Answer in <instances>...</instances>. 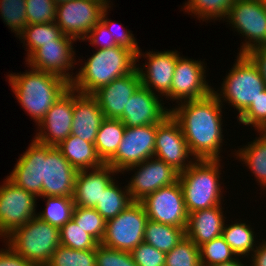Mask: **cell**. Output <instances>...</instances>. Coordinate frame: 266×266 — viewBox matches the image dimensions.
<instances>
[{
  "mask_svg": "<svg viewBox=\"0 0 266 266\" xmlns=\"http://www.w3.org/2000/svg\"><path fill=\"white\" fill-rule=\"evenodd\" d=\"M228 225L224 224L222 237L236 256H240L241 258L248 257L250 252L252 254L255 251L257 247L256 242H258L255 241L256 235H254L255 232L252 231L253 228L250 227L251 225H247L245 222L239 223V221L235 224L233 222L231 225Z\"/></svg>",
  "mask_w": 266,
  "mask_h": 266,
  "instance_id": "obj_31",
  "label": "cell"
},
{
  "mask_svg": "<svg viewBox=\"0 0 266 266\" xmlns=\"http://www.w3.org/2000/svg\"><path fill=\"white\" fill-rule=\"evenodd\" d=\"M65 35L55 22L28 24L18 36L26 46L28 59L38 48L48 43H58Z\"/></svg>",
  "mask_w": 266,
  "mask_h": 266,
  "instance_id": "obj_30",
  "label": "cell"
},
{
  "mask_svg": "<svg viewBox=\"0 0 266 266\" xmlns=\"http://www.w3.org/2000/svg\"><path fill=\"white\" fill-rule=\"evenodd\" d=\"M36 196L16 186L8 178L0 185V237L24 226L37 216Z\"/></svg>",
  "mask_w": 266,
  "mask_h": 266,
  "instance_id": "obj_10",
  "label": "cell"
},
{
  "mask_svg": "<svg viewBox=\"0 0 266 266\" xmlns=\"http://www.w3.org/2000/svg\"><path fill=\"white\" fill-rule=\"evenodd\" d=\"M246 55L257 66L266 86V47L254 48L250 50L248 53H246Z\"/></svg>",
  "mask_w": 266,
  "mask_h": 266,
  "instance_id": "obj_48",
  "label": "cell"
},
{
  "mask_svg": "<svg viewBox=\"0 0 266 266\" xmlns=\"http://www.w3.org/2000/svg\"><path fill=\"white\" fill-rule=\"evenodd\" d=\"M251 256L252 264L250 266H266V241L265 239L259 243L255 249V251L249 255Z\"/></svg>",
  "mask_w": 266,
  "mask_h": 266,
  "instance_id": "obj_49",
  "label": "cell"
},
{
  "mask_svg": "<svg viewBox=\"0 0 266 266\" xmlns=\"http://www.w3.org/2000/svg\"><path fill=\"white\" fill-rule=\"evenodd\" d=\"M27 24L55 22L57 4L53 0H26Z\"/></svg>",
  "mask_w": 266,
  "mask_h": 266,
  "instance_id": "obj_42",
  "label": "cell"
},
{
  "mask_svg": "<svg viewBox=\"0 0 266 266\" xmlns=\"http://www.w3.org/2000/svg\"><path fill=\"white\" fill-rule=\"evenodd\" d=\"M130 253L137 266H165L166 253L145 242L140 243Z\"/></svg>",
  "mask_w": 266,
  "mask_h": 266,
  "instance_id": "obj_44",
  "label": "cell"
},
{
  "mask_svg": "<svg viewBox=\"0 0 266 266\" xmlns=\"http://www.w3.org/2000/svg\"><path fill=\"white\" fill-rule=\"evenodd\" d=\"M160 95L154 94L142 85L130 97L120 120L125 127L157 125L169 114L170 108L164 107ZM162 101V102H161Z\"/></svg>",
  "mask_w": 266,
  "mask_h": 266,
  "instance_id": "obj_20",
  "label": "cell"
},
{
  "mask_svg": "<svg viewBox=\"0 0 266 266\" xmlns=\"http://www.w3.org/2000/svg\"><path fill=\"white\" fill-rule=\"evenodd\" d=\"M178 105L170 109V114L179 123L194 158L220 160L223 107L214 92Z\"/></svg>",
  "mask_w": 266,
  "mask_h": 266,
  "instance_id": "obj_1",
  "label": "cell"
},
{
  "mask_svg": "<svg viewBox=\"0 0 266 266\" xmlns=\"http://www.w3.org/2000/svg\"><path fill=\"white\" fill-rule=\"evenodd\" d=\"M109 8H111L110 5L102 12L100 21L106 26L107 30L110 32V34L114 38L117 45L126 47V48L132 50L135 54H137V52L140 50V48L138 47V43L136 42L134 35L131 33V31H129V30L127 31V29H125V28L122 31H119V30H118V32L115 31L116 30L115 29L116 23L113 22L112 20L108 19L107 18L108 16H106V15H108V9ZM118 26L120 27L121 24Z\"/></svg>",
  "mask_w": 266,
  "mask_h": 266,
  "instance_id": "obj_45",
  "label": "cell"
},
{
  "mask_svg": "<svg viewBox=\"0 0 266 266\" xmlns=\"http://www.w3.org/2000/svg\"><path fill=\"white\" fill-rule=\"evenodd\" d=\"M60 245L76 249H95L100 243L89 233L85 232L71 218L59 229Z\"/></svg>",
  "mask_w": 266,
  "mask_h": 266,
  "instance_id": "obj_35",
  "label": "cell"
},
{
  "mask_svg": "<svg viewBox=\"0 0 266 266\" xmlns=\"http://www.w3.org/2000/svg\"><path fill=\"white\" fill-rule=\"evenodd\" d=\"M204 61L192 60L180 56L177 59L171 84V100L177 104L186 100L208 96L213 87L206 80Z\"/></svg>",
  "mask_w": 266,
  "mask_h": 266,
  "instance_id": "obj_16",
  "label": "cell"
},
{
  "mask_svg": "<svg viewBox=\"0 0 266 266\" xmlns=\"http://www.w3.org/2000/svg\"><path fill=\"white\" fill-rule=\"evenodd\" d=\"M239 256H237L235 259L228 261V262H224L221 264H216L213 266H245V264H243L240 259H238ZM247 266V265H246Z\"/></svg>",
  "mask_w": 266,
  "mask_h": 266,
  "instance_id": "obj_50",
  "label": "cell"
},
{
  "mask_svg": "<svg viewBox=\"0 0 266 266\" xmlns=\"http://www.w3.org/2000/svg\"><path fill=\"white\" fill-rule=\"evenodd\" d=\"M141 85L139 72L135 69L100 87L92 95L98 100L105 118L120 119L128 100Z\"/></svg>",
  "mask_w": 266,
  "mask_h": 266,
  "instance_id": "obj_22",
  "label": "cell"
},
{
  "mask_svg": "<svg viewBox=\"0 0 266 266\" xmlns=\"http://www.w3.org/2000/svg\"><path fill=\"white\" fill-rule=\"evenodd\" d=\"M56 4H60V3H63V2H66L68 0H53Z\"/></svg>",
  "mask_w": 266,
  "mask_h": 266,
  "instance_id": "obj_51",
  "label": "cell"
},
{
  "mask_svg": "<svg viewBox=\"0 0 266 266\" xmlns=\"http://www.w3.org/2000/svg\"><path fill=\"white\" fill-rule=\"evenodd\" d=\"M43 159H46V144L32 139L28 149L19 157L7 178L16 186L41 198Z\"/></svg>",
  "mask_w": 266,
  "mask_h": 266,
  "instance_id": "obj_21",
  "label": "cell"
},
{
  "mask_svg": "<svg viewBox=\"0 0 266 266\" xmlns=\"http://www.w3.org/2000/svg\"><path fill=\"white\" fill-rule=\"evenodd\" d=\"M199 254L201 266H213L237 257L222 236L200 245Z\"/></svg>",
  "mask_w": 266,
  "mask_h": 266,
  "instance_id": "obj_37",
  "label": "cell"
},
{
  "mask_svg": "<svg viewBox=\"0 0 266 266\" xmlns=\"http://www.w3.org/2000/svg\"><path fill=\"white\" fill-rule=\"evenodd\" d=\"M125 125L120 119L105 118L97 132L95 149L104 164H106L118 150L125 132Z\"/></svg>",
  "mask_w": 266,
  "mask_h": 266,
  "instance_id": "obj_28",
  "label": "cell"
},
{
  "mask_svg": "<svg viewBox=\"0 0 266 266\" xmlns=\"http://www.w3.org/2000/svg\"><path fill=\"white\" fill-rule=\"evenodd\" d=\"M222 204L208 209L196 210L189 214L186 236L197 246L222 236L225 217Z\"/></svg>",
  "mask_w": 266,
  "mask_h": 266,
  "instance_id": "obj_25",
  "label": "cell"
},
{
  "mask_svg": "<svg viewBox=\"0 0 266 266\" xmlns=\"http://www.w3.org/2000/svg\"><path fill=\"white\" fill-rule=\"evenodd\" d=\"M56 148L77 171L91 170L104 164L96 152L95 144L78 136L70 134Z\"/></svg>",
  "mask_w": 266,
  "mask_h": 266,
  "instance_id": "obj_26",
  "label": "cell"
},
{
  "mask_svg": "<svg viewBox=\"0 0 266 266\" xmlns=\"http://www.w3.org/2000/svg\"><path fill=\"white\" fill-rule=\"evenodd\" d=\"M96 266H137L128 251L111 249L99 244L95 248Z\"/></svg>",
  "mask_w": 266,
  "mask_h": 266,
  "instance_id": "obj_43",
  "label": "cell"
},
{
  "mask_svg": "<svg viewBox=\"0 0 266 266\" xmlns=\"http://www.w3.org/2000/svg\"><path fill=\"white\" fill-rule=\"evenodd\" d=\"M226 19L239 35L245 36L238 54L266 47V1L235 0Z\"/></svg>",
  "mask_w": 266,
  "mask_h": 266,
  "instance_id": "obj_8",
  "label": "cell"
},
{
  "mask_svg": "<svg viewBox=\"0 0 266 266\" xmlns=\"http://www.w3.org/2000/svg\"><path fill=\"white\" fill-rule=\"evenodd\" d=\"M259 137L248 142V146L239 148L235 156L252 171L256 181L266 189V132H259Z\"/></svg>",
  "mask_w": 266,
  "mask_h": 266,
  "instance_id": "obj_27",
  "label": "cell"
},
{
  "mask_svg": "<svg viewBox=\"0 0 266 266\" xmlns=\"http://www.w3.org/2000/svg\"><path fill=\"white\" fill-rule=\"evenodd\" d=\"M47 266H96L95 249L76 250L60 245Z\"/></svg>",
  "mask_w": 266,
  "mask_h": 266,
  "instance_id": "obj_36",
  "label": "cell"
},
{
  "mask_svg": "<svg viewBox=\"0 0 266 266\" xmlns=\"http://www.w3.org/2000/svg\"><path fill=\"white\" fill-rule=\"evenodd\" d=\"M74 76L70 87L82 94H93L100 87L136 69V54L123 46L98 49Z\"/></svg>",
  "mask_w": 266,
  "mask_h": 266,
  "instance_id": "obj_3",
  "label": "cell"
},
{
  "mask_svg": "<svg viewBox=\"0 0 266 266\" xmlns=\"http://www.w3.org/2000/svg\"><path fill=\"white\" fill-rule=\"evenodd\" d=\"M140 202L149 220L180 228L187 227L189 214L179 181L156 190Z\"/></svg>",
  "mask_w": 266,
  "mask_h": 266,
  "instance_id": "obj_12",
  "label": "cell"
},
{
  "mask_svg": "<svg viewBox=\"0 0 266 266\" xmlns=\"http://www.w3.org/2000/svg\"><path fill=\"white\" fill-rule=\"evenodd\" d=\"M133 169L137 171L135 170V174L127 184L133 201L140 202L156 190L179 181L180 172L156 157L130 166L126 171H133Z\"/></svg>",
  "mask_w": 266,
  "mask_h": 266,
  "instance_id": "obj_13",
  "label": "cell"
},
{
  "mask_svg": "<svg viewBox=\"0 0 266 266\" xmlns=\"http://www.w3.org/2000/svg\"><path fill=\"white\" fill-rule=\"evenodd\" d=\"M83 40L90 41V44L92 46L96 45L97 47H99V49H107L118 46L110 32L107 30L106 26L101 21H99L91 29V31Z\"/></svg>",
  "mask_w": 266,
  "mask_h": 266,
  "instance_id": "obj_46",
  "label": "cell"
},
{
  "mask_svg": "<svg viewBox=\"0 0 266 266\" xmlns=\"http://www.w3.org/2000/svg\"><path fill=\"white\" fill-rule=\"evenodd\" d=\"M72 219L99 243L102 241L105 234L106 220L95 208L74 206Z\"/></svg>",
  "mask_w": 266,
  "mask_h": 266,
  "instance_id": "obj_38",
  "label": "cell"
},
{
  "mask_svg": "<svg viewBox=\"0 0 266 266\" xmlns=\"http://www.w3.org/2000/svg\"><path fill=\"white\" fill-rule=\"evenodd\" d=\"M26 0H0V15L18 37L28 25L26 19Z\"/></svg>",
  "mask_w": 266,
  "mask_h": 266,
  "instance_id": "obj_40",
  "label": "cell"
},
{
  "mask_svg": "<svg viewBox=\"0 0 266 266\" xmlns=\"http://www.w3.org/2000/svg\"><path fill=\"white\" fill-rule=\"evenodd\" d=\"M7 238V239H6ZM6 244L34 266H47L60 246L59 228L35 216L5 237Z\"/></svg>",
  "mask_w": 266,
  "mask_h": 266,
  "instance_id": "obj_5",
  "label": "cell"
},
{
  "mask_svg": "<svg viewBox=\"0 0 266 266\" xmlns=\"http://www.w3.org/2000/svg\"><path fill=\"white\" fill-rule=\"evenodd\" d=\"M237 119L240 124L255 127L257 132H266V88Z\"/></svg>",
  "mask_w": 266,
  "mask_h": 266,
  "instance_id": "obj_41",
  "label": "cell"
},
{
  "mask_svg": "<svg viewBox=\"0 0 266 266\" xmlns=\"http://www.w3.org/2000/svg\"><path fill=\"white\" fill-rule=\"evenodd\" d=\"M6 246V249L0 250V266H34L30 261L13 251L8 245Z\"/></svg>",
  "mask_w": 266,
  "mask_h": 266,
  "instance_id": "obj_47",
  "label": "cell"
},
{
  "mask_svg": "<svg viewBox=\"0 0 266 266\" xmlns=\"http://www.w3.org/2000/svg\"><path fill=\"white\" fill-rule=\"evenodd\" d=\"M73 110L74 89L70 87L46 112L33 139L48 146H58L71 134Z\"/></svg>",
  "mask_w": 266,
  "mask_h": 266,
  "instance_id": "obj_17",
  "label": "cell"
},
{
  "mask_svg": "<svg viewBox=\"0 0 266 266\" xmlns=\"http://www.w3.org/2000/svg\"><path fill=\"white\" fill-rule=\"evenodd\" d=\"M74 41H76L74 38L65 35L58 43L44 44L26 60V64H29L30 68L59 75L71 83L74 73L70 72L72 73L70 74L68 71L71 68L75 69L73 67L76 64Z\"/></svg>",
  "mask_w": 266,
  "mask_h": 266,
  "instance_id": "obj_18",
  "label": "cell"
},
{
  "mask_svg": "<svg viewBox=\"0 0 266 266\" xmlns=\"http://www.w3.org/2000/svg\"><path fill=\"white\" fill-rule=\"evenodd\" d=\"M46 199V208L42 212L37 213V217L41 220L61 228L71 218L74 209L73 198L43 196Z\"/></svg>",
  "mask_w": 266,
  "mask_h": 266,
  "instance_id": "obj_34",
  "label": "cell"
},
{
  "mask_svg": "<svg viewBox=\"0 0 266 266\" xmlns=\"http://www.w3.org/2000/svg\"><path fill=\"white\" fill-rule=\"evenodd\" d=\"M220 161L196 159L185 171L180 172L179 183L188 214L222 204V182L219 178L220 168H223Z\"/></svg>",
  "mask_w": 266,
  "mask_h": 266,
  "instance_id": "obj_4",
  "label": "cell"
},
{
  "mask_svg": "<svg viewBox=\"0 0 266 266\" xmlns=\"http://www.w3.org/2000/svg\"><path fill=\"white\" fill-rule=\"evenodd\" d=\"M154 157L163 160L179 172L185 171L196 160L189 150L179 123L171 114L157 124Z\"/></svg>",
  "mask_w": 266,
  "mask_h": 266,
  "instance_id": "obj_14",
  "label": "cell"
},
{
  "mask_svg": "<svg viewBox=\"0 0 266 266\" xmlns=\"http://www.w3.org/2000/svg\"><path fill=\"white\" fill-rule=\"evenodd\" d=\"M77 170L61 152L46 145V159H43L42 197H73Z\"/></svg>",
  "mask_w": 266,
  "mask_h": 266,
  "instance_id": "obj_19",
  "label": "cell"
},
{
  "mask_svg": "<svg viewBox=\"0 0 266 266\" xmlns=\"http://www.w3.org/2000/svg\"><path fill=\"white\" fill-rule=\"evenodd\" d=\"M30 69L7 77L21 107L38 125L52 105L70 88V83L59 75Z\"/></svg>",
  "mask_w": 266,
  "mask_h": 266,
  "instance_id": "obj_2",
  "label": "cell"
},
{
  "mask_svg": "<svg viewBox=\"0 0 266 266\" xmlns=\"http://www.w3.org/2000/svg\"><path fill=\"white\" fill-rule=\"evenodd\" d=\"M235 0H188L184 4V10L190 15H195L200 20H218L226 17Z\"/></svg>",
  "mask_w": 266,
  "mask_h": 266,
  "instance_id": "obj_33",
  "label": "cell"
},
{
  "mask_svg": "<svg viewBox=\"0 0 266 266\" xmlns=\"http://www.w3.org/2000/svg\"><path fill=\"white\" fill-rule=\"evenodd\" d=\"M141 202L134 201L115 218L106 221L105 234L101 245L131 252L144 242V232L148 221Z\"/></svg>",
  "mask_w": 266,
  "mask_h": 266,
  "instance_id": "obj_7",
  "label": "cell"
},
{
  "mask_svg": "<svg viewBox=\"0 0 266 266\" xmlns=\"http://www.w3.org/2000/svg\"><path fill=\"white\" fill-rule=\"evenodd\" d=\"M118 172L108 164L101 167L77 172L73 202L75 206L94 208L104 190L114 181L113 175Z\"/></svg>",
  "mask_w": 266,
  "mask_h": 266,
  "instance_id": "obj_23",
  "label": "cell"
},
{
  "mask_svg": "<svg viewBox=\"0 0 266 266\" xmlns=\"http://www.w3.org/2000/svg\"><path fill=\"white\" fill-rule=\"evenodd\" d=\"M104 119L98 100L92 94H82L74 90L72 135L95 143L97 132Z\"/></svg>",
  "mask_w": 266,
  "mask_h": 266,
  "instance_id": "obj_24",
  "label": "cell"
},
{
  "mask_svg": "<svg viewBox=\"0 0 266 266\" xmlns=\"http://www.w3.org/2000/svg\"><path fill=\"white\" fill-rule=\"evenodd\" d=\"M165 266H201L199 247L185 236L166 253Z\"/></svg>",
  "mask_w": 266,
  "mask_h": 266,
  "instance_id": "obj_39",
  "label": "cell"
},
{
  "mask_svg": "<svg viewBox=\"0 0 266 266\" xmlns=\"http://www.w3.org/2000/svg\"><path fill=\"white\" fill-rule=\"evenodd\" d=\"M157 125L126 127L116 154L106 163L118 173L154 157Z\"/></svg>",
  "mask_w": 266,
  "mask_h": 266,
  "instance_id": "obj_11",
  "label": "cell"
},
{
  "mask_svg": "<svg viewBox=\"0 0 266 266\" xmlns=\"http://www.w3.org/2000/svg\"><path fill=\"white\" fill-rule=\"evenodd\" d=\"M186 228L147 221L144 242L165 253L171 251L185 236Z\"/></svg>",
  "mask_w": 266,
  "mask_h": 266,
  "instance_id": "obj_29",
  "label": "cell"
},
{
  "mask_svg": "<svg viewBox=\"0 0 266 266\" xmlns=\"http://www.w3.org/2000/svg\"><path fill=\"white\" fill-rule=\"evenodd\" d=\"M236 58L221 84V92L218 93L214 88L213 92L222 105L223 101L231 103V106L237 109L239 116L266 86L257 66L246 54H238Z\"/></svg>",
  "mask_w": 266,
  "mask_h": 266,
  "instance_id": "obj_6",
  "label": "cell"
},
{
  "mask_svg": "<svg viewBox=\"0 0 266 266\" xmlns=\"http://www.w3.org/2000/svg\"><path fill=\"white\" fill-rule=\"evenodd\" d=\"M141 56L147 58L145 65L143 64L141 67H139L140 64L136 65L142 86L154 94L157 91L160 96H166L171 100L172 79L177 59L180 57L178 51H149L143 54L139 50L136 54V62L139 61V58L141 59Z\"/></svg>",
  "mask_w": 266,
  "mask_h": 266,
  "instance_id": "obj_15",
  "label": "cell"
},
{
  "mask_svg": "<svg viewBox=\"0 0 266 266\" xmlns=\"http://www.w3.org/2000/svg\"><path fill=\"white\" fill-rule=\"evenodd\" d=\"M117 181H113L102 193L100 202L94 207L95 210L107 221L115 218L119 213L126 209L132 200L128 187L122 190Z\"/></svg>",
  "mask_w": 266,
  "mask_h": 266,
  "instance_id": "obj_32",
  "label": "cell"
},
{
  "mask_svg": "<svg viewBox=\"0 0 266 266\" xmlns=\"http://www.w3.org/2000/svg\"><path fill=\"white\" fill-rule=\"evenodd\" d=\"M109 0H68L57 4L55 23L63 34L83 40L100 21Z\"/></svg>",
  "mask_w": 266,
  "mask_h": 266,
  "instance_id": "obj_9",
  "label": "cell"
}]
</instances>
